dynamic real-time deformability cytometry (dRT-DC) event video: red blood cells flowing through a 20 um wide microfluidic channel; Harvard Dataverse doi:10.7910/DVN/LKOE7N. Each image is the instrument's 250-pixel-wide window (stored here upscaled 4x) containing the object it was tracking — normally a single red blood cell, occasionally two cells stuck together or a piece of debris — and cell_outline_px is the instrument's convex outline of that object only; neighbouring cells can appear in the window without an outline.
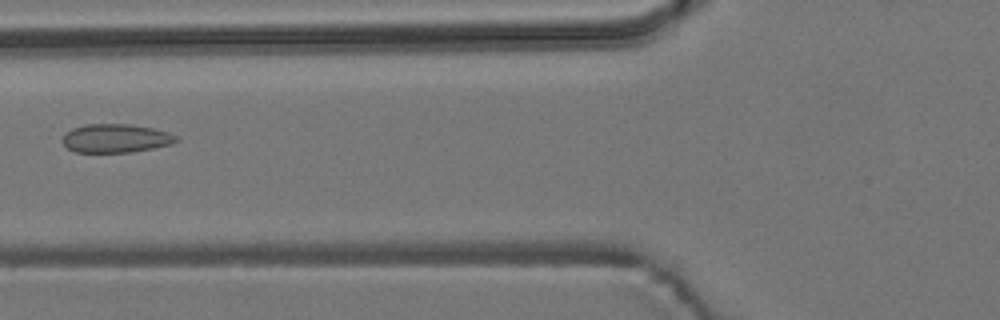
{"species": "common noctule bat (a hibernating species)", "species_latin": "Nyctalus noctula", "temperature_condition": "room temperature", "stored_images_in_passage": 4, "camera_frame_rate_fps": 3000, "um_per_image_px": 0.085, "animal": {"sex": "male", "body_mass_g": 19.2, "forearm_length_mm": 51.8}, "frame": {"image": 1, "passage_image": 4, "time_ms": 3.333, "image_size_px": [1000, 320], "cell_outline_px": [[180, 140], [172, 144], [132, 152], [76, 152], [68, 148], [60, 140], [64, 132], [72, 128], [84, 124], [128, 124], [152, 128], [168, 132], [176, 136]], "centroid_in_image_um": [9.8, 11.75], "position_along_channel_um": 116.0, "area_um2": 19.07}}